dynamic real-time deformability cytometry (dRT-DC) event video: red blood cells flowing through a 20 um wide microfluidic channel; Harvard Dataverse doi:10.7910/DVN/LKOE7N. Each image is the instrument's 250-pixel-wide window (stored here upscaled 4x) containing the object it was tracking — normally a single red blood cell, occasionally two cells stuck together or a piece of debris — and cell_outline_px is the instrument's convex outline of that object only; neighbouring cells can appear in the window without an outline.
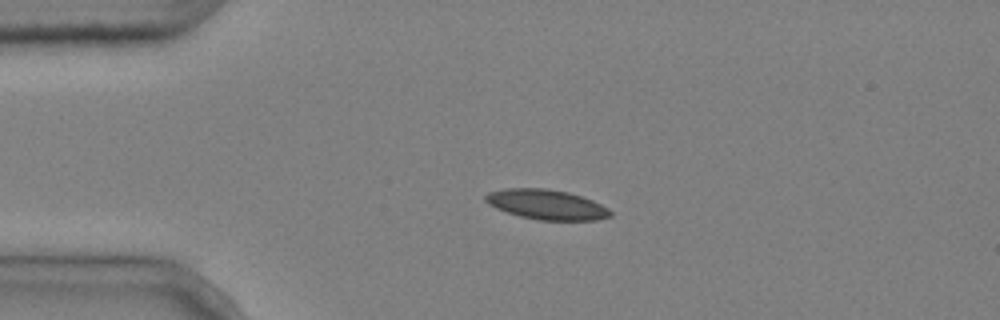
{"species": "common noctule bat (a hibernating species)", "species_latin": "Nyctalus noctula", "temperature_condition": "cold", "stored_images_in_passage": 2, "camera_frame_rate_fps": 3000, "um_per_image_px": 0.085, "animal": {"sex": "male", "body_mass_g": 20.4}, "frame": {"image": 1, "passage_image": 1, "time_ms": 0.0, "image_size_px": [1000, 320], "cell_outline_px": [[612, 216], [596, 220], [540, 220], [520, 216], [496, 208], [488, 204], [484, 200], [484, 196], [488, 192], [504, 188], [544, 188], [568, 192], [592, 200], [608, 208], [612, 212]], "centroid_in_image_um": [46.44, 17.38], "position_along_channel_um": 38.6, "area_um2": 21.73}}